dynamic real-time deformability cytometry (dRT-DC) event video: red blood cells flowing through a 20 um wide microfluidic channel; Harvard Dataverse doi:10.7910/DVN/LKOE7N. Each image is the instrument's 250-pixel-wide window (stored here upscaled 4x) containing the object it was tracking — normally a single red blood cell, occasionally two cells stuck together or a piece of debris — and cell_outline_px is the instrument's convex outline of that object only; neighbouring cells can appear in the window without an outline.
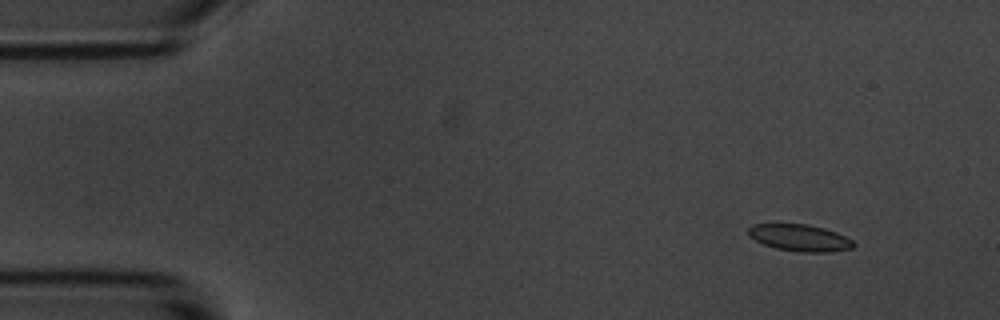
{"species": "common noctule bat (a hibernating species)", "species_latin": "Nyctalus noctula", "temperature_condition": "room temperature", "stored_images_in_passage": 5, "camera_frame_rate_fps": 3000, "um_per_image_px": 0.085, "animal": {"sex": "male", "body_mass_g": 20.1, "forearm_length_mm": 53.5}, "frame": {"image": 1, "passage_image": 2, "time_ms": 1.333, "image_size_px": [1000, 320], "cell_outline_px": [[856, 244], [852, 248], [828, 252], [800, 252], [776, 248], [764, 244], [748, 236], [748, 228], [752, 224], [808, 224], [824, 228], [836, 232], [852, 240]], "centroid_in_image_um": [67.97, 20.21], "position_along_channel_um": 17.0, "area_um2": 16.36}}